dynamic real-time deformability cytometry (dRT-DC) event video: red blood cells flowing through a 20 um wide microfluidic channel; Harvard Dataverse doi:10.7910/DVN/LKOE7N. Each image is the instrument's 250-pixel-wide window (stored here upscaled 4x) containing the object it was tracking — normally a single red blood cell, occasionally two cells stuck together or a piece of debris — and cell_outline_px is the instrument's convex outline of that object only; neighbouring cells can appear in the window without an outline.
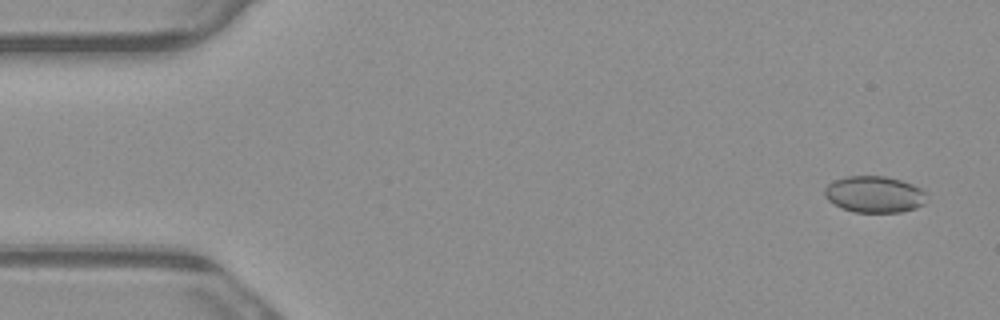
{"species": "common noctule bat (a hibernating species)", "species_latin": "Nyctalus noctula", "temperature_condition": "warm", "stored_images_in_passage": 5, "camera_frame_rate_fps": 3000, "um_per_image_px": 0.085, "animal": {"sex": "male", "body_mass_g": 23.1, "forearm_length_mm": 52.7}, "frame": {"image": 1, "passage_image": 1, "time_ms": 0.0, "image_size_px": [1000, 320], "cell_outline_px": [[924, 204], [916, 208], [900, 212], [852, 212], [840, 208], [828, 200], [824, 196], [824, 188], [832, 180], [848, 176], [884, 176], [900, 180], [912, 184], [920, 188], [924, 192]], "centroid_in_image_um": [74.26, 16.52], "position_along_channel_um": 10.7, "area_um2": 21.73}}
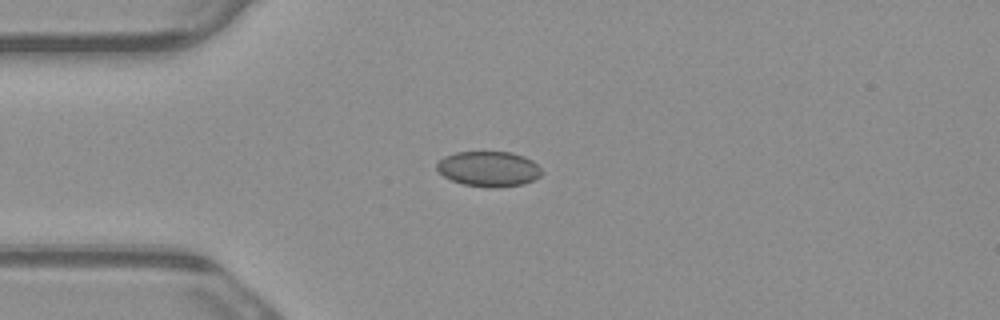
{"frame": {"image": 2, "passage_image": 4, "time_ms": 1.0, "image_size_px": [1000, 320], "cell_outline_px": [[544, 172], [540, 176], [524, 184], [492, 188], [488, 188], [464, 184], [452, 180], [444, 176], [436, 168], [436, 164], [444, 156], [456, 152], [512, 152], [524, 156], [532, 160]], "centroid_in_image_um": [41.55, 14.35], "position_along_channel_um": 43.4, "area_um2": 21.56}}
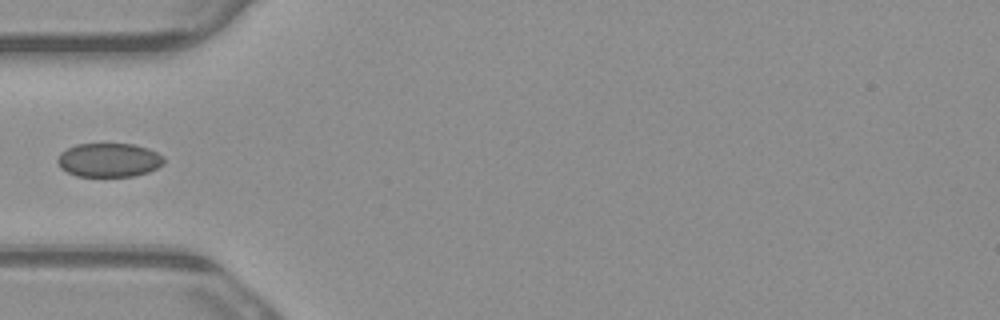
{"frame": {"image": 3, "passage_image": 5, "time_ms": 1.333, "image_size_px": [1000, 320], "cell_outline_px": [[164, 164], [148, 172], [132, 176], [76, 176], [60, 168], [56, 160], [60, 152], [76, 144], [132, 144], [148, 148], [164, 156]], "centroid_in_image_um": [9.25, 13.6], "position_along_channel_um": 75.8, "area_um2": 21.04}}